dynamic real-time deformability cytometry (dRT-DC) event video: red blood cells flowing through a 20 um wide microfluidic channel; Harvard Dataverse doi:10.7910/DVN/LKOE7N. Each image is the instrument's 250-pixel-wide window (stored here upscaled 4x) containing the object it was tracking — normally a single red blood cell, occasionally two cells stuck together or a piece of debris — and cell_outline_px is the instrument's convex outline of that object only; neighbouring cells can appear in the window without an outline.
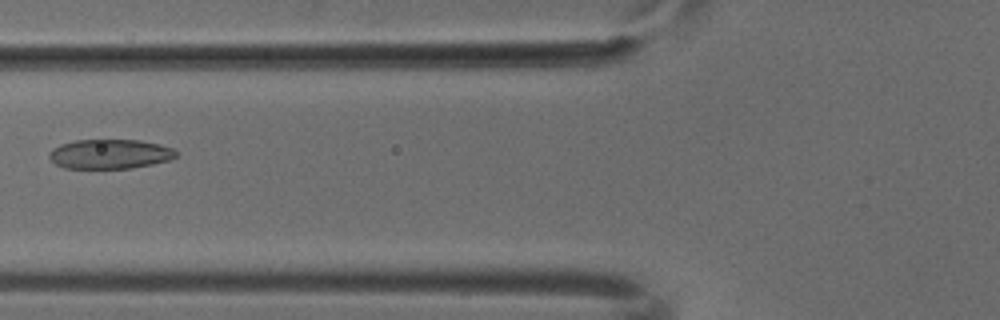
{"species": "common noctule bat (a hibernating species)", "species_latin": "Nyctalus noctula", "temperature_condition": "cold", "stored_images_in_passage": 6, "camera_frame_rate_fps": 3000, "um_per_image_px": 0.085, "animal": {"sex": "male", "body_mass_g": 18.8}, "frame": {"image": 1, "passage_image": 6, "time_ms": 1.667, "image_size_px": [1000, 320], "cell_outline_px": [[176, 156], [172, 160], [132, 168], [64, 168], [56, 164], [48, 156], [48, 152], [52, 148], [60, 144], [76, 140], [140, 140], [160, 144], [172, 148], [176, 152]], "centroid_in_image_um": [9.33, 13.09], "position_along_channel_um": 116.5, "area_um2": 21.91}}